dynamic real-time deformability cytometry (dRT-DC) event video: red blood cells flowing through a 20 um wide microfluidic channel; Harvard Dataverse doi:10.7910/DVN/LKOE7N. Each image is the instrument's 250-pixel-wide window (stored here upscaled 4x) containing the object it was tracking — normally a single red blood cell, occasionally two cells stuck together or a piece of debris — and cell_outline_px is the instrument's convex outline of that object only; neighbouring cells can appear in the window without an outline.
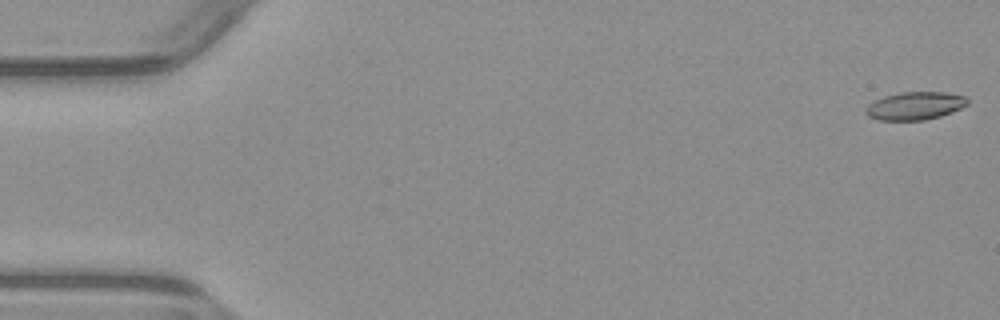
{"species": "common noctule bat (a hibernating species)", "species_latin": "Nyctalus noctula", "temperature_condition": "warm", "stored_images_in_passage": 5, "camera_frame_rate_fps": 3000, "um_per_image_px": 0.085, "animal": {"sex": "male", "body_mass_g": 23.1, "forearm_length_mm": 52.7}, "frame": {"image": 1, "passage_image": 1, "time_ms": 0.0, "image_size_px": [1000, 320], "cell_outline_px": [[968, 104], [952, 112], [940, 116], [924, 120], [880, 120], [868, 116], [864, 112], [868, 104], [884, 96], [900, 92], [944, 92], [964, 96], [968, 100]], "centroid_in_image_um": [77.76, 8.99], "position_along_channel_um": 7.2, "area_um2": 16.47}}
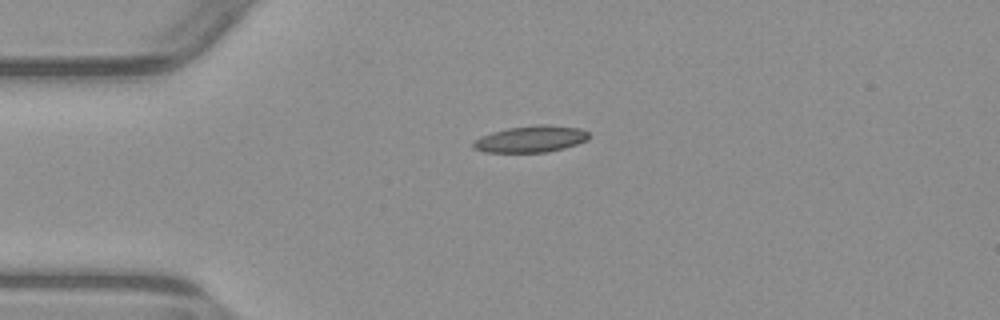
{"frame": {"image": 2, "passage_image": 4, "time_ms": 4.0, "image_size_px": [1000, 320], "cell_outline_px": [[588, 140], [564, 148], [548, 152], [484, 152], [472, 148], [472, 144], [480, 136], [492, 132], [508, 128], [536, 124], [548, 124], [580, 128], [588, 132]], "centroid_in_image_um": [45.12, 11.81], "position_along_channel_um": 39.9, "area_um2": 17.98}}